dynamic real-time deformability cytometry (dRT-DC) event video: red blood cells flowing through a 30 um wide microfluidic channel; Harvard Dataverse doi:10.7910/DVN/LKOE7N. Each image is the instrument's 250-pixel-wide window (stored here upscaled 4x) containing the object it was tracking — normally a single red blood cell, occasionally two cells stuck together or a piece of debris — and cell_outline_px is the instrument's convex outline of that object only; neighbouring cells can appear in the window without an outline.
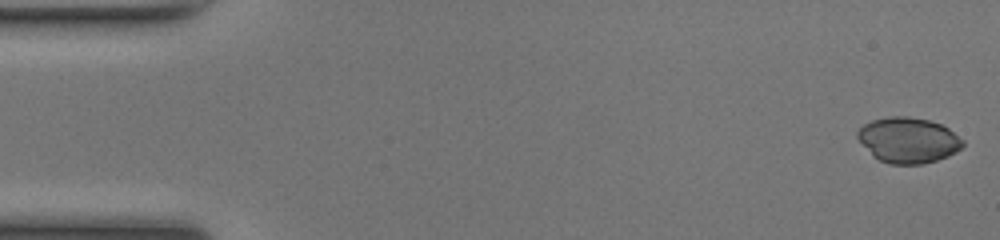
{"species": "common noctule bat (a hibernating species)", "species_latin": "Nyctalus noctula", "temperature_condition": "room temperature", "stored_images_in_passage": 49, "camera_frame_rate_fps": 3000, "um_per_image_px": 0.085, "animal": {"sex": "female", "body_mass_g": 17.0, "forearm_length_mm": 48.0}, "frame": {"image": 1, "passage_image": 1, "time_ms": 0.0, "image_size_px": [1000, 240], "cell_outline_px": [[964, 144], [956, 152], [948, 156], [924, 164], [888, 164], [872, 156], [856, 136], [856, 132], [864, 124], [872, 120], [888, 116], [908, 116], [928, 120], [940, 124], [948, 128], [964, 140]], "centroid_in_image_um": [77.19, 11.91], "position_along_channel_um": 7.8, "area_um2": 27.98}}
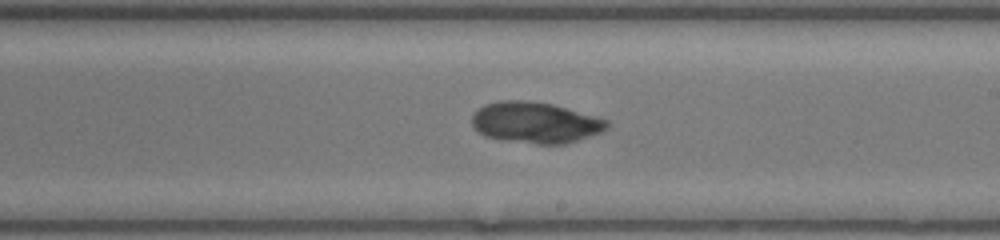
{"frame": {"image": 2, "passage_image": 28, "time_ms": 9.0, "image_size_px": [1000, 240], "cell_outline_px": [[608, 128], [600, 132], [564, 144], [536, 144], [504, 140], [484, 136], [472, 124], [472, 116], [484, 104], [500, 100], [524, 100], [552, 104], [608, 120]], "centroid_in_image_um": [45.48, 10.41], "position_along_channel_um": 243.5, "area_um2": 31.96}}
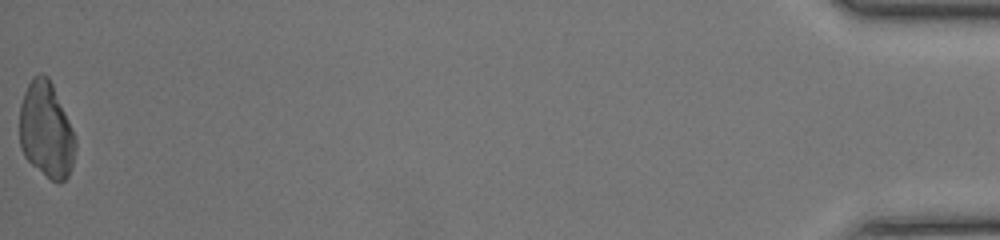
{"frame": {"image": 3, "passage_image": 49, "time_ms": 16.0, "image_size_px": [1000, 240], "cell_outline_px": [[76, 148], [72, 164], [68, 176], [60, 184], [56, 184], [32, 164], [24, 156], [20, 148], [20, 104], [24, 92], [32, 76], [40, 72], [48, 76], [52, 84], [72, 128], [76, 140]], "centroid_in_image_um": [3.92, 11.06], "position_along_channel_um": 431.3, "area_um2": 31.21}}